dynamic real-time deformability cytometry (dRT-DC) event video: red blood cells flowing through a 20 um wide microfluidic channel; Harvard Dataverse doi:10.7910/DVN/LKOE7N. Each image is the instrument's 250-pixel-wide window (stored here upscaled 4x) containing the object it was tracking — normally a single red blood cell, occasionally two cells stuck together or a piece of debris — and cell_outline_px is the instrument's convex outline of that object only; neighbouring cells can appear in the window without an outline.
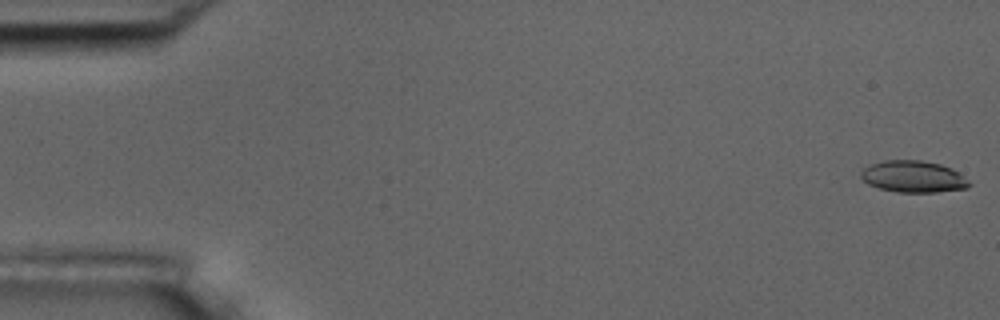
{"species": "common noctule bat (a hibernating species)", "species_latin": "Nyctalus noctula", "temperature_condition": "room temperature", "stored_images_in_passage": 6, "camera_frame_rate_fps": 3000, "um_per_image_px": 0.085, "animal": {"sex": "male", "body_mass_g": 17.5, "forearm_length_mm": 52.3}, "frame": {"image": 1, "passage_image": 1, "time_ms": 0.0, "image_size_px": [1000, 320], "cell_outline_px": [[972, 184], [968, 188], [936, 192], [896, 192], [880, 188], [868, 184], [860, 176], [860, 172], [864, 168], [872, 164], [884, 160], [920, 160], [940, 164], [952, 168]], "centroid_in_image_um": [77.63, 15.01], "position_along_channel_um": 7.4, "area_um2": 19.88}}
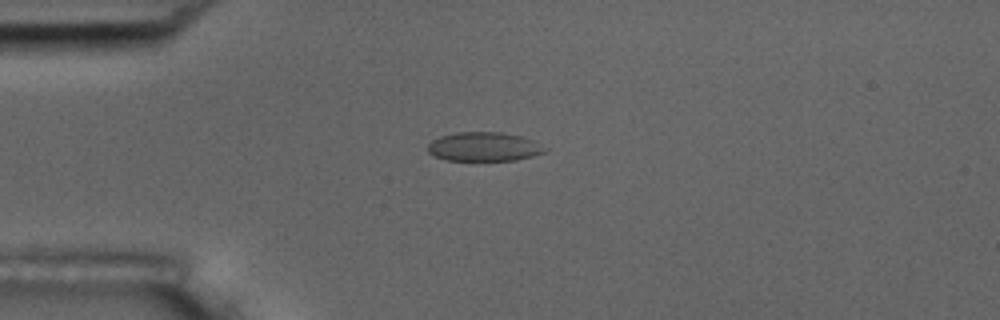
{"frame": {"image": 2, "passage_image": 6, "time_ms": 6.667, "image_size_px": [1000, 320], "cell_outline_px": [[548, 148], [544, 152], [532, 156], [516, 160], [444, 160], [428, 152], [428, 144], [432, 140], [440, 136], [456, 132], [500, 132], [520, 136], [532, 140]], "centroid_in_image_um": [41.12, 12.47], "position_along_channel_um": 43.9, "area_um2": 19.71}}